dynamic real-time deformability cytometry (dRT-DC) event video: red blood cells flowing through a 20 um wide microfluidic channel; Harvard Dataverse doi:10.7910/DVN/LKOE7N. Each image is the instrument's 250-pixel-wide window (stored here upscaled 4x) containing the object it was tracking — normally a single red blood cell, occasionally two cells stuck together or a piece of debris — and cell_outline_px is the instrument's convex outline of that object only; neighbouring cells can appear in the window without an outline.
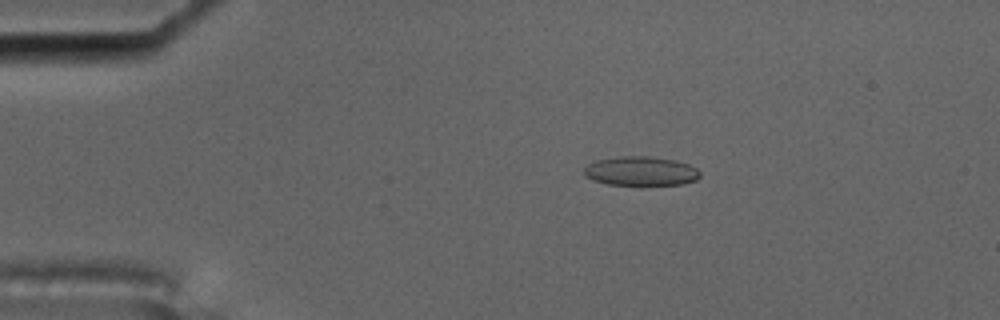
{"species": "common noctule bat (a hibernating species)", "species_latin": "Nyctalus noctula", "temperature_condition": "cold", "stored_images_in_passage": 3, "camera_frame_rate_fps": 3000, "um_per_image_px": 0.085, "animal": {"sex": "male", "body_mass_g": 17.5, "forearm_length_mm": 52.3}, "frame": {"image": 1, "passage_image": 1, "time_ms": 0.0, "image_size_px": [1000, 320], "cell_outline_px": [[700, 176], [696, 180], [684, 184], [608, 184], [592, 180], [584, 176], [584, 168], [588, 164], [596, 160], [620, 156], [648, 156], [676, 160], [688, 164], [696, 168], [700, 172]], "centroid_in_image_um": [54.46, 14.53], "position_along_channel_um": 30.5, "area_um2": 19.65}}